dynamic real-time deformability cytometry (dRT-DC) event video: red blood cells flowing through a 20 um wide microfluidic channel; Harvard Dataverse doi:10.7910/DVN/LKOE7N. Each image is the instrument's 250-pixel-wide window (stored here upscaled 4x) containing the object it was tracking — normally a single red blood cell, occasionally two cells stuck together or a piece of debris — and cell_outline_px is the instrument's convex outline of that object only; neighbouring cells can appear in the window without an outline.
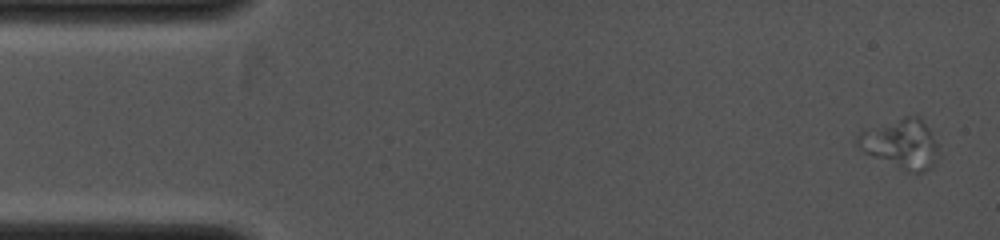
{"species": "common noctule bat (a hibernating species)", "species_latin": "Nyctalus noctula", "temperature_condition": "cold", "stored_images_in_passage": 11, "camera_frame_rate_fps": 4000, "um_per_image_px": 0.085, "animal": {"sex": "female", "body_mass_g": 19.0, "forearm_length_mm": 53.3}, "frame": {"image": 1, "passage_image": 1, "time_ms": 0.0, "image_size_px": [1000, 240], "cell_outline_px": [[940, 156], [932, 168], [924, 172], [908, 172], [864, 152], [856, 144], [856, 136], [864, 128], [904, 116], [920, 116], [932, 132]], "centroid_in_image_um": [76.6, 12.21], "position_along_channel_um": 8.4, "area_um2": 23.76}}
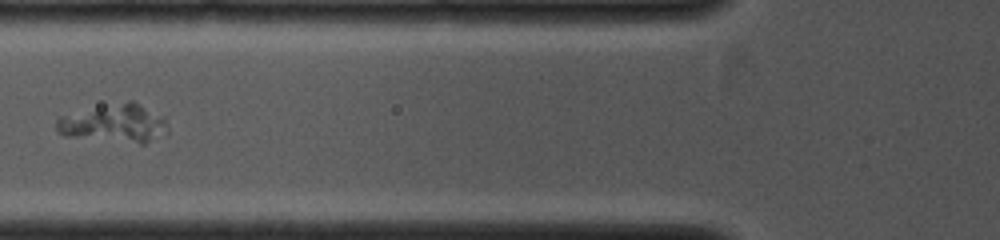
{"frame": {"image": 2, "passage_image": 5, "time_ms": 4.0, "image_size_px": [1000, 240], "cell_outline_px": [[168, 132], [144, 144], [140, 144], [68, 136], [60, 132], [56, 128], [56, 120], [60, 116], [128, 100], [132, 100], [164, 120]], "centroid_in_image_um": [9.69, 10.51], "position_along_channel_um": 116.1, "area_um2": 23.99}}
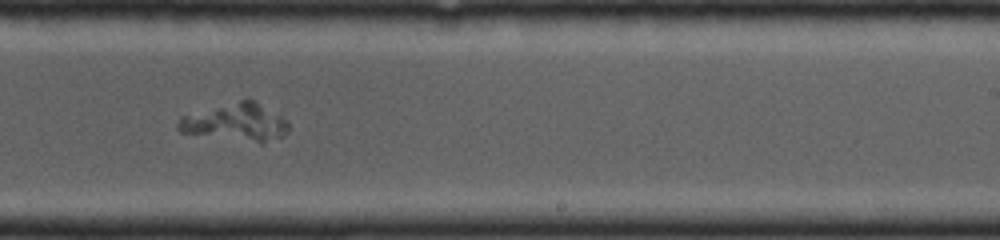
{"frame": {"image": 3, "passage_image": 10, "time_ms": 6.75, "image_size_px": [1000, 240], "cell_outline_px": [[288, 132], [284, 136], [264, 144], [260, 144], [180, 132], [176, 128], [176, 120], [180, 116], [248, 96], [288, 120]], "centroid_in_image_um": [20.05, 10.39], "position_along_channel_um": 268.9, "area_um2": 25.09}}